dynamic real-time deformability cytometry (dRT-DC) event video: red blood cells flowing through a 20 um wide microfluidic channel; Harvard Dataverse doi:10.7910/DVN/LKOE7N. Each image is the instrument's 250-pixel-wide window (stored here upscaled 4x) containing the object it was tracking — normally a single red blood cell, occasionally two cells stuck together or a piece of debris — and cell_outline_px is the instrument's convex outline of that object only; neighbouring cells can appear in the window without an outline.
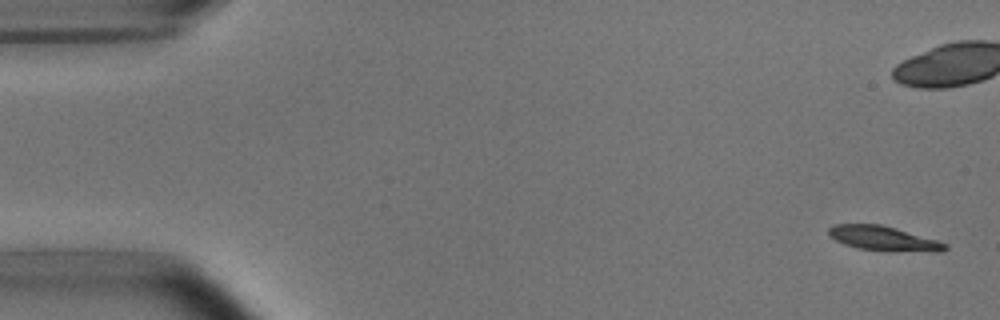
{"species": "common noctule bat (a hibernating species)", "species_latin": "Nyctalus noctula", "temperature_condition": "room temperature", "stored_images_in_passage": 6, "camera_frame_rate_fps": 3000, "um_per_image_px": 0.085, "animal": {"sex": "male", "body_mass_g": 15.6}, "frame": {"image": 1, "passage_image": 1, "time_ms": 0.0, "image_size_px": [1000, 320], "cell_outline_px": [[948, 248], [944, 252], [932, 252], [856, 248], [844, 244], [828, 236], [828, 228], [832, 224], [880, 224], [896, 228], [936, 240], [948, 244]], "centroid_in_image_um": [75.08, 20.25], "position_along_channel_um": 9.9, "area_um2": 16.47}}